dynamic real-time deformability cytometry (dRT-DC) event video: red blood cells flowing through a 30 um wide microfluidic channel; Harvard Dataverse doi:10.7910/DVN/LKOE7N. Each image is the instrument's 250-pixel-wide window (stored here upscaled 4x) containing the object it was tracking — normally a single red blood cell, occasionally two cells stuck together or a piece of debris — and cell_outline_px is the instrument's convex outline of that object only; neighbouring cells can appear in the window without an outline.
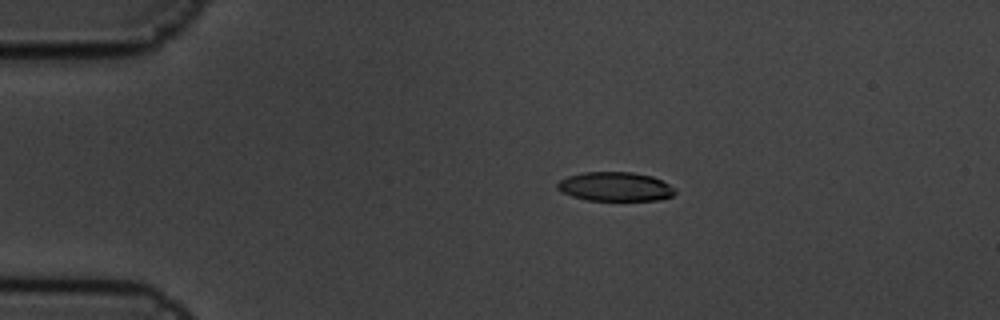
{"species": "common noctule bat (a hibernating species)", "species_latin": "Nyctalus noctula", "temperature_condition": "cold", "stored_images_in_passage": 5, "camera_frame_rate_fps": 3000, "um_per_image_px": 0.085, "animal": {"sex": "male", "body_mass_g": 19.5, "forearm_length_mm": 54.6}, "frame": {"image": 1, "passage_image": 4, "time_ms": 1.0, "image_size_px": [1000, 320], "cell_outline_px": [[676, 192], [672, 196], [660, 200], [588, 200], [572, 196], [556, 188], [556, 184], [560, 180], [568, 176], [584, 172], [632, 172], [652, 176], [676, 188]], "centroid_in_image_um": [52.31, 15.86], "position_along_channel_um": 32.7, "area_um2": 19.88}}